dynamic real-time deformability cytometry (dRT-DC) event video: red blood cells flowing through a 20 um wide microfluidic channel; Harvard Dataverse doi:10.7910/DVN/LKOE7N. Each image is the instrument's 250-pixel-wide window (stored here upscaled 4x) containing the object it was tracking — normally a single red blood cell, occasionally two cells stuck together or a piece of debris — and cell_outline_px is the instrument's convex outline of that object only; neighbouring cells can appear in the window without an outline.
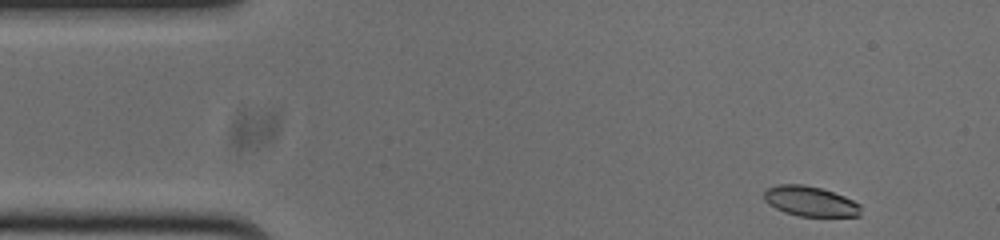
{"species": "common noctule bat (a hibernating species)", "species_latin": "Nyctalus noctula", "temperature_condition": "cold", "stored_images_in_passage": 50, "camera_frame_rate_fps": 3000, "um_per_image_px": 0.085, "animal": {"sex": "male", "body_mass_g": 20.0, "forearm_length_mm": 53.3}, "frame": {"image": 1, "passage_image": 1, "time_ms": 0.0, "image_size_px": [1000, 240], "cell_outline_px": [[860, 216], [800, 216], [784, 212], [768, 204], [764, 200], [764, 192], [768, 188], [776, 184], [804, 184], [820, 188], [844, 196], [860, 204]], "centroid_in_image_um": [68.84, 17.1], "position_along_channel_um": 16.2, "area_um2": 16.88}}
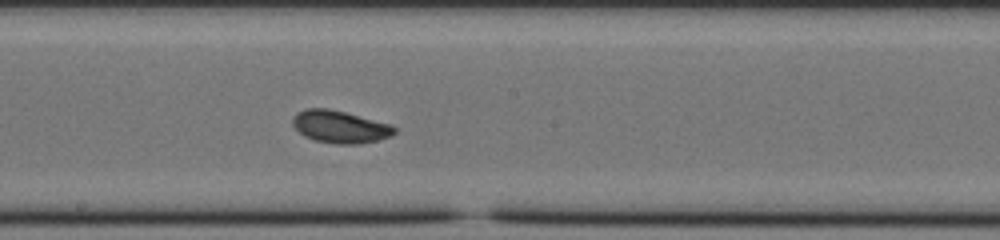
{"frame": {"image": 2, "passage_image": 24, "time_ms": 7.667, "image_size_px": [1000, 240], "cell_outline_px": [[396, 132], [392, 136], [360, 144], [336, 144], [316, 140], [304, 136], [292, 124], [292, 116], [296, 112], [304, 108], [328, 108], [392, 124], [396, 128]], "centroid_in_image_um": [28.89, 10.77], "position_along_channel_um": 219.3, "area_um2": 19.31}}
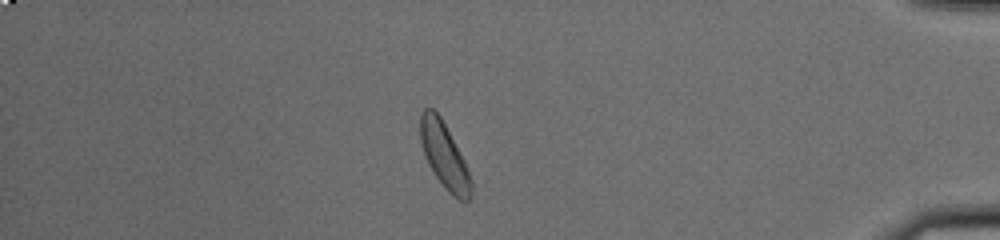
{"frame": {"image": 3, "passage_image": 42, "time_ms": 13.667, "image_size_px": [1000, 240], "cell_outline_px": [[472, 196], [468, 200], [456, 200], [444, 188], [428, 164], [420, 140], [420, 112], [424, 108], [432, 108], [440, 116], [464, 160], [472, 180]], "centroid_in_image_um": [37.77, 13.25], "position_along_channel_um": 397.4, "area_um2": 19.36}, "authors_computed_cell_mechanics": {"area_um2": 18.8428, "velocity_mm_per_s": 3.7406, "shape_relaxation_time_tau1_ms": 2.0062, "shape_relaxation_time_tau2_ms": 8.7387, "deformation_change_tau1": 0.0689, "deformation_change_tau2": 0.1495}}